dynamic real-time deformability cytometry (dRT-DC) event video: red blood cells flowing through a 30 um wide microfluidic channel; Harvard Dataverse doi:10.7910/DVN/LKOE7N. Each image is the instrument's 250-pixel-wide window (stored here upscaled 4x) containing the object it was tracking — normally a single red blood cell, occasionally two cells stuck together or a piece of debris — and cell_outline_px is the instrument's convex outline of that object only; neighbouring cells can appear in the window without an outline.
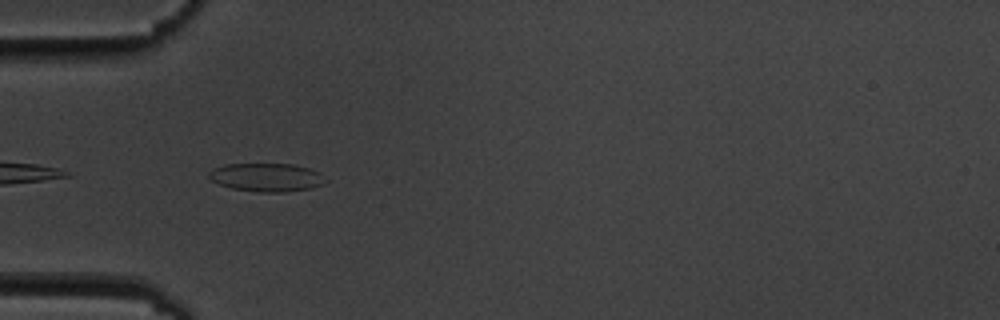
{"species": "common noctule bat (a hibernating species)", "species_latin": "Nyctalus noctula", "temperature_condition": "cold", "stored_images_in_passage": 5, "camera_frame_rate_fps": 3000, "um_per_image_px": 0.085, "animal": {"sex": "male", "body_mass_g": 19.5, "forearm_length_mm": 54.6}, "frame": {"image": 1, "passage_image": 5, "time_ms": 4.667, "image_size_px": [1000, 320], "cell_outline_px": [[328, 180], [320, 184], [308, 188], [284, 192], [256, 192], [232, 188], [220, 184], [212, 180], [208, 176], [208, 172], [212, 168], [224, 164], [292, 164], [308, 168], [320, 172]], "centroid_in_image_um": [22.63, 15.06], "position_along_channel_um": 62.4, "area_um2": 19.19}}